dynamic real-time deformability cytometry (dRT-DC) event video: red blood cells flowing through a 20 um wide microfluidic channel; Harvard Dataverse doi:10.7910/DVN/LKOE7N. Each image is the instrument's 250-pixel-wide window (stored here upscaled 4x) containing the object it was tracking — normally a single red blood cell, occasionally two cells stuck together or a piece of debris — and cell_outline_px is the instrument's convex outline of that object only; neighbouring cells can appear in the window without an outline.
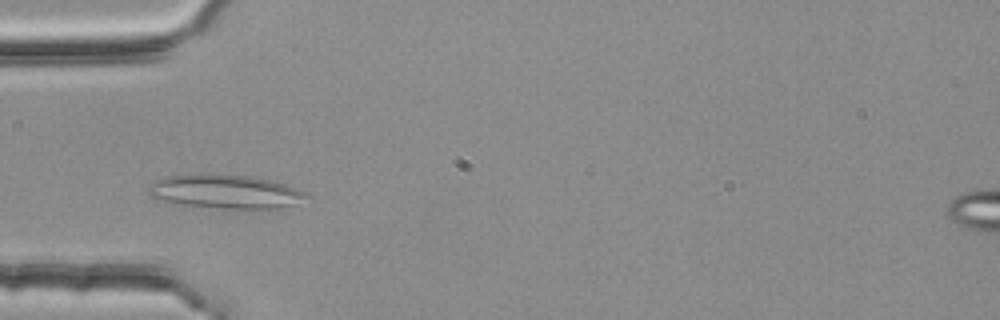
{"species": "common noctule bat (a hibernating species)", "species_latin": "Nyctalus noctula", "temperature_condition": "room temperature", "stored_images_in_passage": 34, "camera_frame_rate_fps": 3000, "um_per_image_px": 0.085, "animal": {"sex": "female", "body_mass_g": 25.1}, "frame": {"image": 1, "passage_image": 1, "time_ms": 0.0, "image_size_px": [1000, 320], "cell_outline_px": [[312, 196], [296, 204], [268, 212], [184, 208], [156, 200], [148, 196], [148, 188], [156, 180], [168, 176], [192, 172], [248, 176], [268, 180], [284, 184], [308, 192]], "centroid_in_image_um": [19.12, 16.37], "position_along_channel_um": 65.9, "area_um2": 33.76}}
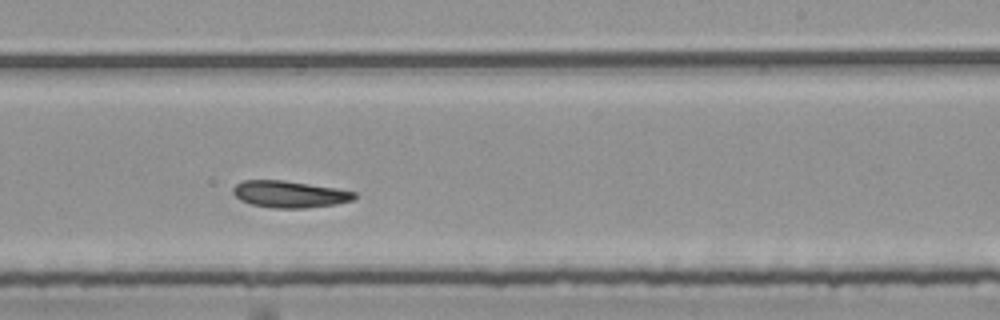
{"frame": {"image": 2, "passage_image": 17, "time_ms": 5.333, "image_size_px": [1000, 320], "cell_outline_px": [[356, 196], [352, 200], [336, 204], [304, 208], [272, 208], [252, 204], [240, 200], [232, 192], [232, 188], [236, 184], [244, 180], [284, 180], [336, 188], [356, 192]], "centroid_in_image_um": [24.6, 16.5], "position_along_channel_um": 264.4, "area_um2": 18.9}}
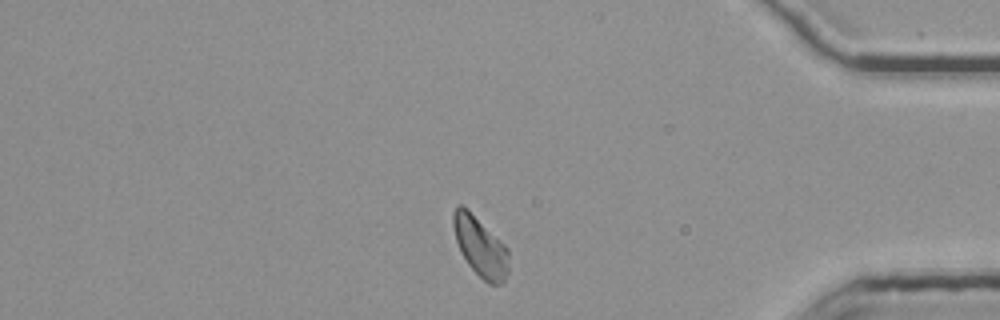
{"frame": {"image": 3, "passage_image": 30, "time_ms": 9.667, "image_size_px": [1000, 320], "cell_outline_px": [[508, 272], [504, 284], [488, 284], [468, 264], [460, 252], [456, 240], [452, 224], [452, 212], [460, 204], [468, 208], [508, 248]], "centroid_in_image_um": [40.82, 20.96], "position_along_channel_um": 394.4, "area_um2": 19.36}, "authors_computed_cell_mechanics": {"area_um2": 18.9295, "velocity_mm_per_s": 3.7381, "shape_relaxation_time_tau1_ms": null, "shape_relaxation_time_tau2_ms": 7.1362, "deformation_change_tau1": null, "deformation_change_tau2": 0.127}}